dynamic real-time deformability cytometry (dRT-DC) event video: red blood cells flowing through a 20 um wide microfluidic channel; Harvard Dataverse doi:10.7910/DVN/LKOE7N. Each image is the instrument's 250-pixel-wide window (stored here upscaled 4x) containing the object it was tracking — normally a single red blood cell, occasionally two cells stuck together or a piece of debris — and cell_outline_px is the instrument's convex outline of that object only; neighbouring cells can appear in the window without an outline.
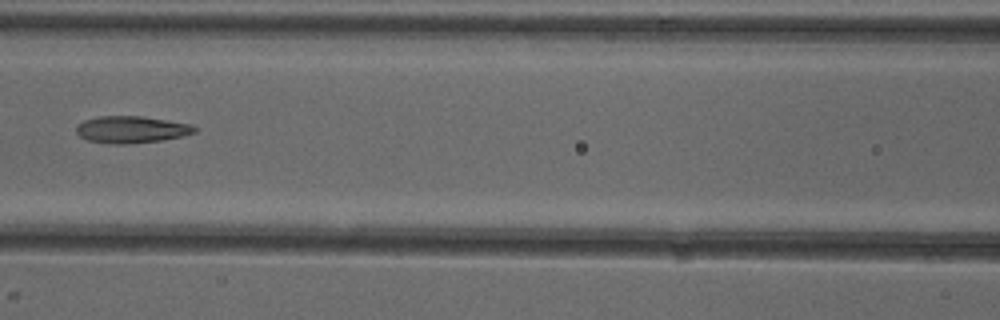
{"species": "common noctule bat (a hibernating species)", "species_latin": "Nyctalus noctula", "temperature_condition": "cold", "stored_images_in_passage": 5, "camera_frame_rate_fps": 3000, "um_per_image_px": 0.085, "animal": {"sex": "female"}, "frame": {"image": 1, "passage_image": 5, "time_ms": 6.333, "image_size_px": [1000, 320], "cell_outline_px": [[200, 128], [196, 132], [180, 136], [160, 140], [124, 144], [112, 144], [88, 140], [80, 136], [76, 132], [76, 124], [84, 120], [96, 116], [140, 116], [192, 124]], "centroid_in_image_um": [11.15, 11.0], "position_along_channel_um": 155.4, "area_um2": 18.55}}